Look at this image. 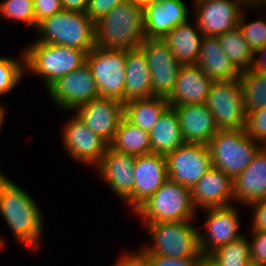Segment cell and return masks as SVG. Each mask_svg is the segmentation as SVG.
Listing matches in <instances>:
<instances>
[{"label":"cell","instance_id":"cell-1","mask_svg":"<svg viewBox=\"0 0 266 266\" xmlns=\"http://www.w3.org/2000/svg\"><path fill=\"white\" fill-rule=\"evenodd\" d=\"M31 196L0 171V215L17 242L37 254L42 247L45 225L42 210Z\"/></svg>","mask_w":266,"mask_h":266},{"label":"cell","instance_id":"cell-2","mask_svg":"<svg viewBox=\"0 0 266 266\" xmlns=\"http://www.w3.org/2000/svg\"><path fill=\"white\" fill-rule=\"evenodd\" d=\"M143 6L137 0L116 5L95 23V46L132 50L144 41Z\"/></svg>","mask_w":266,"mask_h":266},{"label":"cell","instance_id":"cell-3","mask_svg":"<svg viewBox=\"0 0 266 266\" xmlns=\"http://www.w3.org/2000/svg\"><path fill=\"white\" fill-rule=\"evenodd\" d=\"M24 50L25 73L41 79L45 90L86 63L87 52L66 45L34 41Z\"/></svg>","mask_w":266,"mask_h":266},{"label":"cell","instance_id":"cell-4","mask_svg":"<svg viewBox=\"0 0 266 266\" xmlns=\"http://www.w3.org/2000/svg\"><path fill=\"white\" fill-rule=\"evenodd\" d=\"M38 39L47 44L66 45L89 53L95 47V23L85 12L61 11L40 21Z\"/></svg>","mask_w":266,"mask_h":266},{"label":"cell","instance_id":"cell-5","mask_svg":"<svg viewBox=\"0 0 266 266\" xmlns=\"http://www.w3.org/2000/svg\"><path fill=\"white\" fill-rule=\"evenodd\" d=\"M193 221H168L144 224L149 234V243L141 246L150 255L175 258L200 257L199 228Z\"/></svg>","mask_w":266,"mask_h":266},{"label":"cell","instance_id":"cell-6","mask_svg":"<svg viewBox=\"0 0 266 266\" xmlns=\"http://www.w3.org/2000/svg\"><path fill=\"white\" fill-rule=\"evenodd\" d=\"M195 209L190 188L168 179L134 213L142 225L168 221H194Z\"/></svg>","mask_w":266,"mask_h":266},{"label":"cell","instance_id":"cell-7","mask_svg":"<svg viewBox=\"0 0 266 266\" xmlns=\"http://www.w3.org/2000/svg\"><path fill=\"white\" fill-rule=\"evenodd\" d=\"M212 165L234 179L254 160L263 147L245 129L219 130L209 144Z\"/></svg>","mask_w":266,"mask_h":266},{"label":"cell","instance_id":"cell-8","mask_svg":"<svg viewBox=\"0 0 266 266\" xmlns=\"http://www.w3.org/2000/svg\"><path fill=\"white\" fill-rule=\"evenodd\" d=\"M205 104L219 130L245 129L247 111L240 78L213 81Z\"/></svg>","mask_w":266,"mask_h":266},{"label":"cell","instance_id":"cell-9","mask_svg":"<svg viewBox=\"0 0 266 266\" xmlns=\"http://www.w3.org/2000/svg\"><path fill=\"white\" fill-rule=\"evenodd\" d=\"M86 62L95 78L99 96L125 104L126 50L95 46L87 53Z\"/></svg>","mask_w":266,"mask_h":266},{"label":"cell","instance_id":"cell-10","mask_svg":"<svg viewBox=\"0 0 266 266\" xmlns=\"http://www.w3.org/2000/svg\"><path fill=\"white\" fill-rule=\"evenodd\" d=\"M62 129V146L68 157L93 169L100 163L109 144L87 127L73 112Z\"/></svg>","mask_w":266,"mask_h":266},{"label":"cell","instance_id":"cell-11","mask_svg":"<svg viewBox=\"0 0 266 266\" xmlns=\"http://www.w3.org/2000/svg\"><path fill=\"white\" fill-rule=\"evenodd\" d=\"M46 91L53 105L71 113L77 107L100 97L87 62L58 79Z\"/></svg>","mask_w":266,"mask_h":266},{"label":"cell","instance_id":"cell-12","mask_svg":"<svg viewBox=\"0 0 266 266\" xmlns=\"http://www.w3.org/2000/svg\"><path fill=\"white\" fill-rule=\"evenodd\" d=\"M193 16L203 36L217 37L238 27L246 2L244 0H193Z\"/></svg>","mask_w":266,"mask_h":266},{"label":"cell","instance_id":"cell-13","mask_svg":"<svg viewBox=\"0 0 266 266\" xmlns=\"http://www.w3.org/2000/svg\"><path fill=\"white\" fill-rule=\"evenodd\" d=\"M168 179L192 188L213 167L208 145L184 143L165 156Z\"/></svg>","mask_w":266,"mask_h":266},{"label":"cell","instance_id":"cell-14","mask_svg":"<svg viewBox=\"0 0 266 266\" xmlns=\"http://www.w3.org/2000/svg\"><path fill=\"white\" fill-rule=\"evenodd\" d=\"M206 213L204 231L199 229L200 247L202 254L210 255L218 248L229 242L240 239L241 221L239 209L235 204L225 207L203 209Z\"/></svg>","mask_w":266,"mask_h":266},{"label":"cell","instance_id":"cell-15","mask_svg":"<svg viewBox=\"0 0 266 266\" xmlns=\"http://www.w3.org/2000/svg\"><path fill=\"white\" fill-rule=\"evenodd\" d=\"M140 48L149 66L153 96L167 99L173 91L181 64L163 39L145 38Z\"/></svg>","mask_w":266,"mask_h":266},{"label":"cell","instance_id":"cell-16","mask_svg":"<svg viewBox=\"0 0 266 266\" xmlns=\"http://www.w3.org/2000/svg\"><path fill=\"white\" fill-rule=\"evenodd\" d=\"M136 156L121 153L107 147L100 163L94 168L100 180L125 203L132 212V191L134 186V162Z\"/></svg>","mask_w":266,"mask_h":266},{"label":"cell","instance_id":"cell-17","mask_svg":"<svg viewBox=\"0 0 266 266\" xmlns=\"http://www.w3.org/2000/svg\"><path fill=\"white\" fill-rule=\"evenodd\" d=\"M73 112L109 144L124 117V104L113 98L99 97L77 107Z\"/></svg>","mask_w":266,"mask_h":266},{"label":"cell","instance_id":"cell-18","mask_svg":"<svg viewBox=\"0 0 266 266\" xmlns=\"http://www.w3.org/2000/svg\"><path fill=\"white\" fill-rule=\"evenodd\" d=\"M190 9L183 0H158L143 5L145 38L163 39L172 29L190 19Z\"/></svg>","mask_w":266,"mask_h":266},{"label":"cell","instance_id":"cell-19","mask_svg":"<svg viewBox=\"0 0 266 266\" xmlns=\"http://www.w3.org/2000/svg\"><path fill=\"white\" fill-rule=\"evenodd\" d=\"M132 212L145 203L167 180V163L164 155L150 153L136 156L134 162Z\"/></svg>","mask_w":266,"mask_h":266},{"label":"cell","instance_id":"cell-20","mask_svg":"<svg viewBox=\"0 0 266 266\" xmlns=\"http://www.w3.org/2000/svg\"><path fill=\"white\" fill-rule=\"evenodd\" d=\"M190 190L197 211L234 204L233 179L218 168H210Z\"/></svg>","mask_w":266,"mask_h":266},{"label":"cell","instance_id":"cell-21","mask_svg":"<svg viewBox=\"0 0 266 266\" xmlns=\"http://www.w3.org/2000/svg\"><path fill=\"white\" fill-rule=\"evenodd\" d=\"M212 82L197 64L181 65L167 101L170 106L205 103Z\"/></svg>","mask_w":266,"mask_h":266},{"label":"cell","instance_id":"cell-22","mask_svg":"<svg viewBox=\"0 0 266 266\" xmlns=\"http://www.w3.org/2000/svg\"><path fill=\"white\" fill-rule=\"evenodd\" d=\"M172 107L176 109L185 143L208 145L219 131L215 118L205 103Z\"/></svg>","mask_w":266,"mask_h":266},{"label":"cell","instance_id":"cell-23","mask_svg":"<svg viewBox=\"0 0 266 266\" xmlns=\"http://www.w3.org/2000/svg\"><path fill=\"white\" fill-rule=\"evenodd\" d=\"M233 199L234 204L244 206L266 199V146H263L246 169L233 179Z\"/></svg>","mask_w":266,"mask_h":266},{"label":"cell","instance_id":"cell-24","mask_svg":"<svg viewBox=\"0 0 266 266\" xmlns=\"http://www.w3.org/2000/svg\"><path fill=\"white\" fill-rule=\"evenodd\" d=\"M196 64L213 81L237 79L241 75L214 36H203Z\"/></svg>","mask_w":266,"mask_h":266},{"label":"cell","instance_id":"cell-25","mask_svg":"<svg viewBox=\"0 0 266 266\" xmlns=\"http://www.w3.org/2000/svg\"><path fill=\"white\" fill-rule=\"evenodd\" d=\"M125 73V103L153 97L149 66L140 47L126 50Z\"/></svg>","mask_w":266,"mask_h":266},{"label":"cell","instance_id":"cell-26","mask_svg":"<svg viewBox=\"0 0 266 266\" xmlns=\"http://www.w3.org/2000/svg\"><path fill=\"white\" fill-rule=\"evenodd\" d=\"M172 29L163 40L181 65L196 64L200 55L203 34L193 18Z\"/></svg>","mask_w":266,"mask_h":266},{"label":"cell","instance_id":"cell-27","mask_svg":"<svg viewBox=\"0 0 266 266\" xmlns=\"http://www.w3.org/2000/svg\"><path fill=\"white\" fill-rule=\"evenodd\" d=\"M151 153L166 156L185 143L176 109L169 106L149 132Z\"/></svg>","mask_w":266,"mask_h":266},{"label":"cell","instance_id":"cell-28","mask_svg":"<svg viewBox=\"0 0 266 266\" xmlns=\"http://www.w3.org/2000/svg\"><path fill=\"white\" fill-rule=\"evenodd\" d=\"M170 106L166 98L149 97L124 104V118L144 131L150 132L163 112Z\"/></svg>","mask_w":266,"mask_h":266},{"label":"cell","instance_id":"cell-29","mask_svg":"<svg viewBox=\"0 0 266 266\" xmlns=\"http://www.w3.org/2000/svg\"><path fill=\"white\" fill-rule=\"evenodd\" d=\"M109 147L117 152L134 156L150 154L149 132L131 124L123 117Z\"/></svg>","mask_w":266,"mask_h":266},{"label":"cell","instance_id":"cell-30","mask_svg":"<svg viewBox=\"0 0 266 266\" xmlns=\"http://www.w3.org/2000/svg\"><path fill=\"white\" fill-rule=\"evenodd\" d=\"M217 37L224 53L240 72L252 68L254 52L250 49L247 41L244 39L239 26Z\"/></svg>","mask_w":266,"mask_h":266},{"label":"cell","instance_id":"cell-31","mask_svg":"<svg viewBox=\"0 0 266 266\" xmlns=\"http://www.w3.org/2000/svg\"><path fill=\"white\" fill-rule=\"evenodd\" d=\"M240 81L246 111L266 107V72L255 71L250 68L241 72Z\"/></svg>","mask_w":266,"mask_h":266},{"label":"cell","instance_id":"cell-32","mask_svg":"<svg viewBox=\"0 0 266 266\" xmlns=\"http://www.w3.org/2000/svg\"><path fill=\"white\" fill-rule=\"evenodd\" d=\"M219 266H244L250 260L248 235L229 242L210 254Z\"/></svg>","mask_w":266,"mask_h":266},{"label":"cell","instance_id":"cell-33","mask_svg":"<svg viewBox=\"0 0 266 266\" xmlns=\"http://www.w3.org/2000/svg\"><path fill=\"white\" fill-rule=\"evenodd\" d=\"M21 57L0 56V98L12 92L25 74V55Z\"/></svg>","mask_w":266,"mask_h":266},{"label":"cell","instance_id":"cell-34","mask_svg":"<svg viewBox=\"0 0 266 266\" xmlns=\"http://www.w3.org/2000/svg\"><path fill=\"white\" fill-rule=\"evenodd\" d=\"M0 16L10 22H18L35 31L33 0H1Z\"/></svg>","mask_w":266,"mask_h":266},{"label":"cell","instance_id":"cell-35","mask_svg":"<svg viewBox=\"0 0 266 266\" xmlns=\"http://www.w3.org/2000/svg\"><path fill=\"white\" fill-rule=\"evenodd\" d=\"M252 12L251 8L244 10L240 19L239 28L241 29L244 39L247 41L250 49L255 53L258 49L266 45V16L263 15L255 18L254 21H248V11ZM247 14V17L245 16ZM247 22V23H246Z\"/></svg>","mask_w":266,"mask_h":266},{"label":"cell","instance_id":"cell-36","mask_svg":"<svg viewBox=\"0 0 266 266\" xmlns=\"http://www.w3.org/2000/svg\"><path fill=\"white\" fill-rule=\"evenodd\" d=\"M245 131L254 141L266 146V107L247 112Z\"/></svg>","mask_w":266,"mask_h":266},{"label":"cell","instance_id":"cell-37","mask_svg":"<svg viewBox=\"0 0 266 266\" xmlns=\"http://www.w3.org/2000/svg\"><path fill=\"white\" fill-rule=\"evenodd\" d=\"M250 259L266 266V231L249 232Z\"/></svg>","mask_w":266,"mask_h":266},{"label":"cell","instance_id":"cell-38","mask_svg":"<svg viewBox=\"0 0 266 266\" xmlns=\"http://www.w3.org/2000/svg\"><path fill=\"white\" fill-rule=\"evenodd\" d=\"M128 0H88L86 15L96 23L103 18L116 5Z\"/></svg>","mask_w":266,"mask_h":266},{"label":"cell","instance_id":"cell-39","mask_svg":"<svg viewBox=\"0 0 266 266\" xmlns=\"http://www.w3.org/2000/svg\"><path fill=\"white\" fill-rule=\"evenodd\" d=\"M112 266H150V254L140 246L137 251H126Z\"/></svg>","mask_w":266,"mask_h":266},{"label":"cell","instance_id":"cell-40","mask_svg":"<svg viewBox=\"0 0 266 266\" xmlns=\"http://www.w3.org/2000/svg\"><path fill=\"white\" fill-rule=\"evenodd\" d=\"M35 29L43 19L63 11L61 0H33Z\"/></svg>","mask_w":266,"mask_h":266},{"label":"cell","instance_id":"cell-41","mask_svg":"<svg viewBox=\"0 0 266 266\" xmlns=\"http://www.w3.org/2000/svg\"><path fill=\"white\" fill-rule=\"evenodd\" d=\"M252 209L250 232L266 231V199L246 205Z\"/></svg>","mask_w":266,"mask_h":266},{"label":"cell","instance_id":"cell-42","mask_svg":"<svg viewBox=\"0 0 266 266\" xmlns=\"http://www.w3.org/2000/svg\"><path fill=\"white\" fill-rule=\"evenodd\" d=\"M198 257L175 258L150 255V266H194Z\"/></svg>","mask_w":266,"mask_h":266},{"label":"cell","instance_id":"cell-43","mask_svg":"<svg viewBox=\"0 0 266 266\" xmlns=\"http://www.w3.org/2000/svg\"><path fill=\"white\" fill-rule=\"evenodd\" d=\"M252 68L255 71L266 72V45L254 53Z\"/></svg>","mask_w":266,"mask_h":266},{"label":"cell","instance_id":"cell-44","mask_svg":"<svg viewBox=\"0 0 266 266\" xmlns=\"http://www.w3.org/2000/svg\"><path fill=\"white\" fill-rule=\"evenodd\" d=\"M65 11L85 12L88 0H61Z\"/></svg>","mask_w":266,"mask_h":266},{"label":"cell","instance_id":"cell-45","mask_svg":"<svg viewBox=\"0 0 266 266\" xmlns=\"http://www.w3.org/2000/svg\"><path fill=\"white\" fill-rule=\"evenodd\" d=\"M194 266H219L211 255L202 254L198 257Z\"/></svg>","mask_w":266,"mask_h":266},{"label":"cell","instance_id":"cell-46","mask_svg":"<svg viewBox=\"0 0 266 266\" xmlns=\"http://www.w3.org/2000/svg\"><path fill=\"white\" fill-rule=\"evenodd\" d=\"M6 107L5 104H3L2 102H0V131L2 129V126L5 122V118H6V113H8L6 110Z\"/></svg>","mask_w":266,"mask_h":266},{"label":"cell","instance_id":"cell-47","mask_svg":"<svg viewBox=\"0 0 266 266\" xmlns=\"http://www.w3.org/2000/svg\"><path fill=\"white\" fill-rule=\"evenodd\" d=\"M6 246V239L3 237V235L0 234V252L4 249Z\"/></svg>","mask_w":266,"mask_h":266},{"label":"cell","instance_id":"cell-48","mask_svg":"<svg viewBox=\"0 0 266 266\" xmlns=\"http://www.w3.org/2000/svg\"><path fill=\"white\" fill-rule=\"evenodd\" d=\"M244 266H263V265L250 259L247 263L244 264Z\"/></svg>","mask_w":266,"mask_h":266},{"label":"cell","instance_id":"cell-49","mask_svg":"<svg viewBox=\"0 0 266 266\" xmlns=\"http://www.w3.org/2000/svg\"><path fill=\"white\" fill-rule=\"evenodd\" d=\"M142 6L149 3V2H155L158 0H137Z\"/></svg>","mask_w":266,"mask_h":266}]
</instances>
